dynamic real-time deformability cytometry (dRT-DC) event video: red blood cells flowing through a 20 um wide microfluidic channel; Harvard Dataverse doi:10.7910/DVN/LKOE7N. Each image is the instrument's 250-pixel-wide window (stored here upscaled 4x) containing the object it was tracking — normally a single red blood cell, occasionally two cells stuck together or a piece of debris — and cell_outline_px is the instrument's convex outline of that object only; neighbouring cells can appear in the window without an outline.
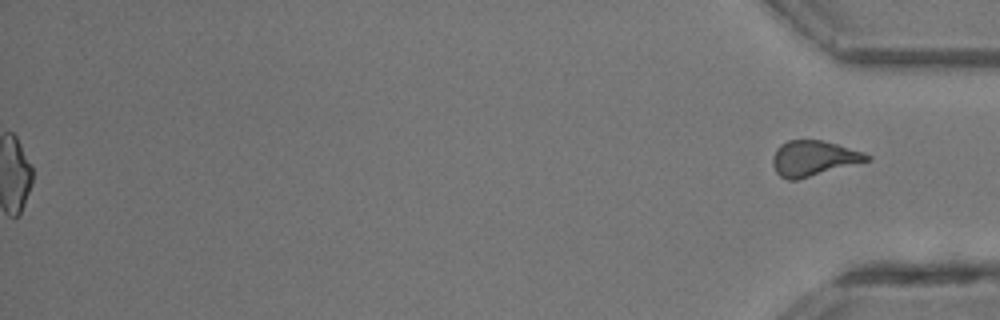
{"species": "common noctule bat (a hibernating species)", "species_latin": "Nyctalus noctula", "temperature_condition": "room temperature", "stored_images_in_passage": 37, "segment_of_instrument_passage": [2, 2], "camera_frame_rate_fps": 3000, "um_per_image_px": 0.085, "animal": {"sex": "male", "body_mass_g": 13.3}, "frame": {"image": 1, "passage_image": 37, "time_ms": 12.0, "image_size_px": [1000, 320], "cell_outline_px": [[872, 160], [796, 180], [788, 180], [780, 176], [776, 172], [772, 164], [772, 160], [776, 148], [780, 144], [788, 140], [820, 140], [836, 144], [864, 152], [872, 156]], "centroid_in_image_um": [69.16, 13.46], "position_along_channel_um": 366.0, "area_um2": 19.42}}